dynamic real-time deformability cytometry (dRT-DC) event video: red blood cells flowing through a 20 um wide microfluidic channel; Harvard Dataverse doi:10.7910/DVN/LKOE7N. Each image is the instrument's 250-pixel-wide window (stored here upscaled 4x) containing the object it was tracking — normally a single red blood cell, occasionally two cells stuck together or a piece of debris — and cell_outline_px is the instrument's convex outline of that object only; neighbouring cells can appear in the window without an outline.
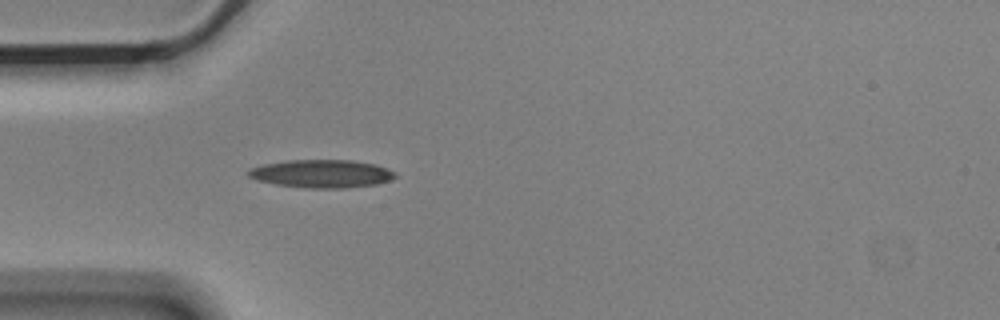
{"species": "Egyptian fruit bat (a non-hibernating species)", "species_latin": "Rousettus aegyptiacus", "temperature_condition": "cold", "stored_images_in_passage": 1, "camera_frame_rate_fps": 3000, "um_per_image_px": 0.085, "animal": {"sex": "male"}, "frame": {"image": 1, "passage_image": 1, "time_ms": 0.0, "image_size_px": [1000, 320], "cell_outline_px": [[396, 176], [392, 180], [376, 184], [348, 188], [308, 188], [276, 184], [256, 180], [248, 176], [248, 172], [252, 168], [264, 164], [288, 160], [352, 160], [372, 164], [388, 168], [396, 172]], "centroid_in_image_um": [27.38, 14.77], "position_along_channel_um": 57.6, "area_um2": 23.93}}